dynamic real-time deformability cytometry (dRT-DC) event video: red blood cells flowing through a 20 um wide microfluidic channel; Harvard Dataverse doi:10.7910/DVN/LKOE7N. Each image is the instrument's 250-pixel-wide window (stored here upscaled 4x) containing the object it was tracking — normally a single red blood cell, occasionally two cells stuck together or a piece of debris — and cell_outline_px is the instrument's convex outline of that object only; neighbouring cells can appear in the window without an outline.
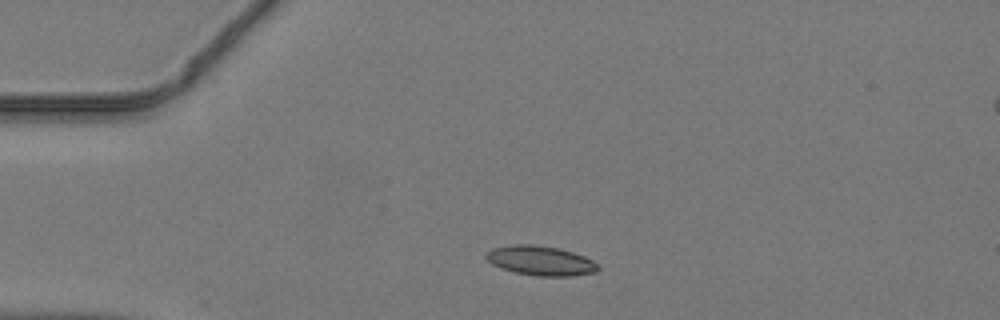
{"species": "common noctule bat (a hibernating species)", "species_latin": "Nyctalus noctula", "temperature_condition": "warm", "stored_images_in_passage": 37, "camera_frame_rate_fps": 3000, "um_per_image_px": 0.085, "animal": {"sex": "male", "body_mass_g": 19.2, "forearm_length_mm": 51.8}, "frame": {"image": 1, "passage_image": 1, "time_ms": 0.0, "image_size_px": [1000, 320], "cell_outline_px": [[600, 268], [596, 272], [568, 276], [536, 276], [512, 272], [500, 268], [492, 264], [484, 256], [492, 248], [512, 244], [532, 244], [560, 248], [584, 256], [592, 260]], "centroid_in_image_um": [45.92, 22.15], "position_along_channel_um": 39.1, "area_um2": 19.36}}
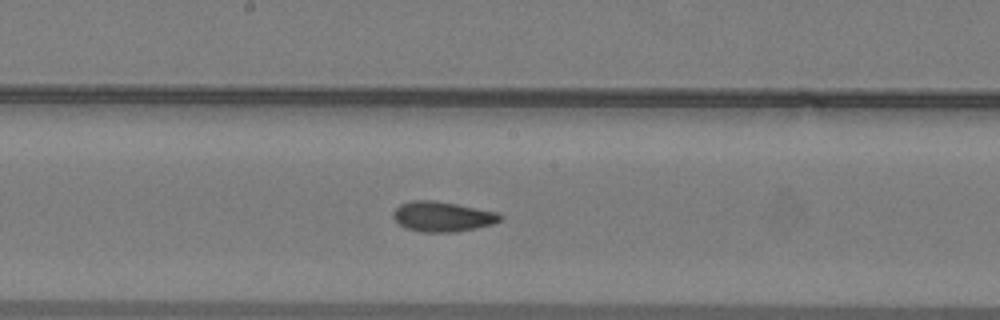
{"frame": {"image": 2, "passage_image": 15, "time_ms": 4.667, "image_size_px": [1000, 320], "cell_outline_px": [[500, 220], [492, 224], [456, 232], [424, 232], [404, 228], [392, 216], [392, 212], [400, 204], [412, 200], [432, 200], [456, 204], [496, 212], [500, 216]], "centroid_in_image_um": [37.54, 18.41], "position_along_channel_um": 210.7, "area_um2": 18.5}}
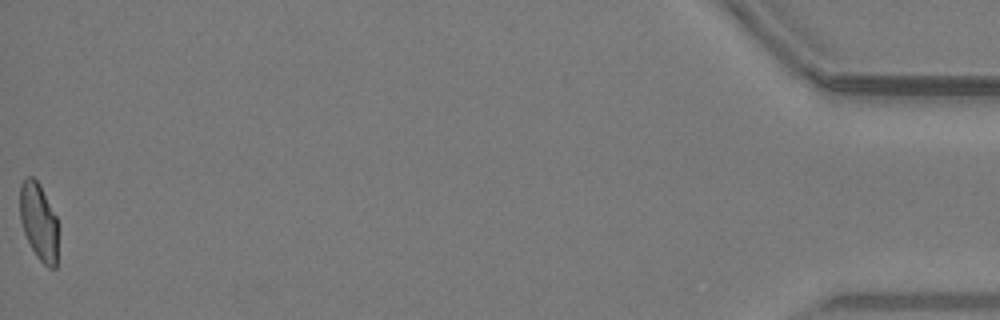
{"frame": {"image": 3, "passage_image": 37, "time_ms": 12.0, "image_size_px": [1000, 320], "cell_outline_px": [[56, 268], [48, 268], [36, 256], [24, 232], [20, 220], [20, 184], [24, 176], [32, 176], [40, 184], [56, 216]], "centroid_in_image_um": [3.26, 18.79], "position_along_channel_um": 431.9, "area_um2": 16.99}}